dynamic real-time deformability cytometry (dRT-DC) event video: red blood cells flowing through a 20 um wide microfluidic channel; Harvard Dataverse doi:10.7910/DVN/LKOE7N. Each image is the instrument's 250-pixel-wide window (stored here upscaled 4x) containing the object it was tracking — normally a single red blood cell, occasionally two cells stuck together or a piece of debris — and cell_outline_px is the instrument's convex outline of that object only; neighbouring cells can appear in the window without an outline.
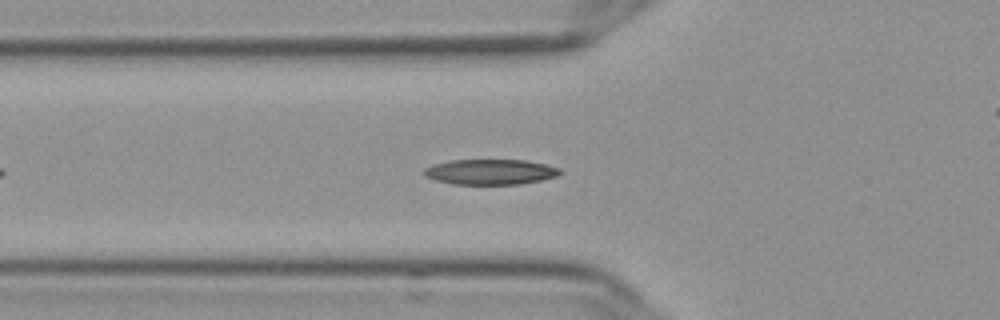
{"species": "Egyptian fruit bat (a non-hibernating species)", "species_latin": "Rousettus aegyptiacus", "temperature_condition": "cold", "stored_images_in_passage": 33, "camera_frame_rate_fps": 3000, "um_per_image_px": 0.085, "frame": {"image": 1, "passage_image": 2, "time_ms": 0.333, "image_size_px": [1000, 320], "cell_outline_px": [[564, 172], [556, 176], [540, 180], [520, 184], [452, 184], [436, 180], [424, 176], [424, 168], [432, 164], [452, 160], [524, 160], [544, 164], [560, 168]], "centroid_in_image_um": [41.67, 14.61], "position_along_channel_um": 84.1, "area_um2": 20.06}}
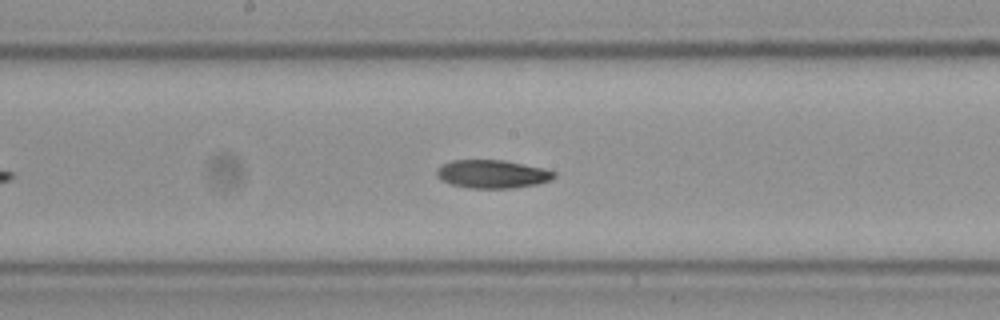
{"frame": {"image": 2, "passage_image": 12, "time_ms": 3.667, "image_size_px": [1000, 320], "cell_outline_px": [[556, 176], [552, 180], [536, 184], [512, 188], [468, 188], [452, 184], [440, 180], [436, 176], [436, 168], [452, 160], [504, 160], [540, 168], [556, 172]], "centroid_in_image_um": [41.81, 14.8], "position_along_channel_um": 206.4, "area_um2": 19.25}}
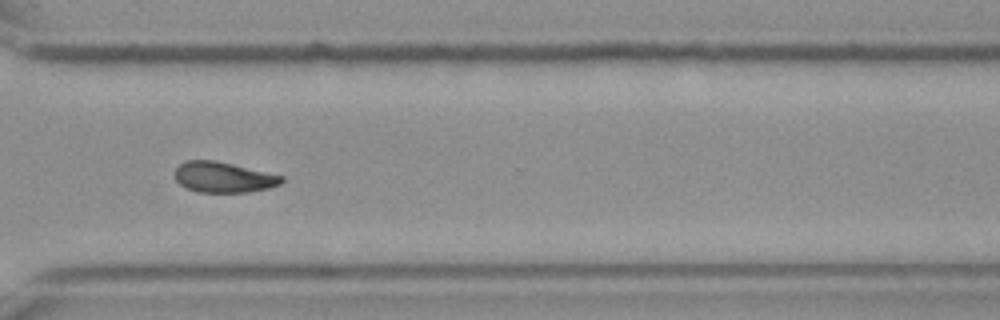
{"frame": {"image": 3, "passage_image": 24, "time_ms": 7.667, "image_size_px": [1000, 320], "cell_outline_px": [[284, 180], [280, 184], [268, 188], [248, 192], [196, 192], [180, 184], [176, 180], [176, 168], [184, 160], [216, 160], [284, 176]], "centroid_in_image_um": [19.0, 15.06], "position_along_channel_um": 351.6, "area_um2": 18.96}, "authors_computed_cell_mechanics": {"area_um2": 19.4208, "velocity_mm_per_s": 3.6366, "shape_relaxation_time_tau1_ms": 7.0953, "shape_relaxation_time_tau2_ms": 7.1625, "deformation_change_tau1": 0.1765, "deformation_change_tau2": 0.1292}}